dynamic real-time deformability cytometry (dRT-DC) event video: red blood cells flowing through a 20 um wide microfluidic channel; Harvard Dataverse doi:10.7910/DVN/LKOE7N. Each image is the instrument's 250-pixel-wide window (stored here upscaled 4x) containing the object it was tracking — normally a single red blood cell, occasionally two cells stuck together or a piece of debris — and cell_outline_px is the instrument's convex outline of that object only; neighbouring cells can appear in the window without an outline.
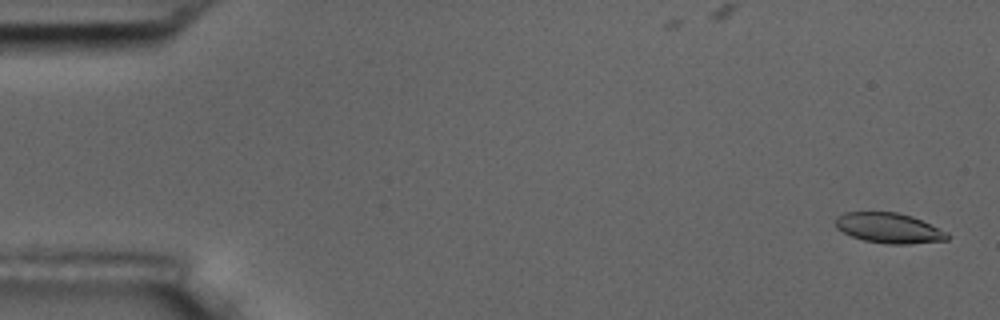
{"species": "common noctule bat (a hibernating species)", "species_latin": "Nyctalus noctula", "temperature_condition": "room temperature", "stored_images_in_passage": 57, "camera_frame_rate_fps": 3000, "um_per_image_px": 0.085, "animal": {"sex": "male", "body_mass_g": 17.5, "forearm_length_mm": 52.3}, "frame": {"image": 1, "passage_image": 2, "time_ms": 0.333, "image_size_px": [1000, 320], "cell_outline_px": [[952, 236], [948, 240], [908, 244], [888, 244], [864, 240], [852, 236], [836, 228], [836, 216], [844, 212], [896, 212], [912, 216], [948, 232]], "centroid_in_image_um": [75.59, 19.38], "position_along_channel_um": 9.4, "area_um2": 19.71}}
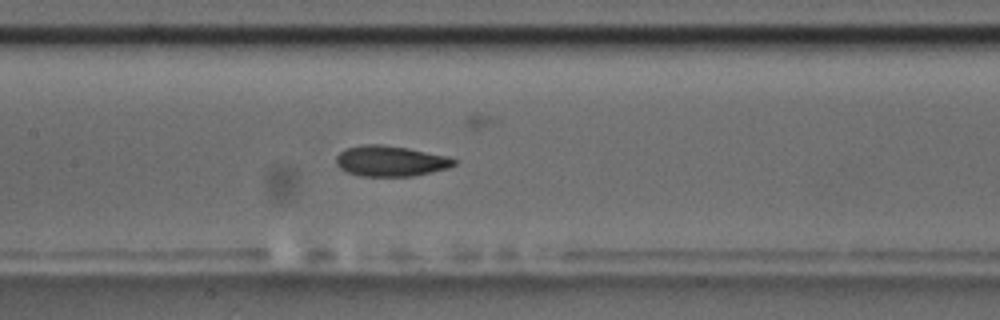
{"frame": {"image": 2, "passage_image": 27, "time_ms": 8.667, "image_size_px": [1000, 320], "cell_outline_px": [[456, 164], [448, 168], [412, 176], [360, 176], [348, 172], [340, 168], [336, 164], [336, 156], [340, 152], [348, 148], [364, 144], [380, 144], [408, 148], [448, 156], [456, 160]], "centroid_in_image_um": [33.19, 13.68], "position_along_channel_um": 174.2, "area_um2": 20.92}}
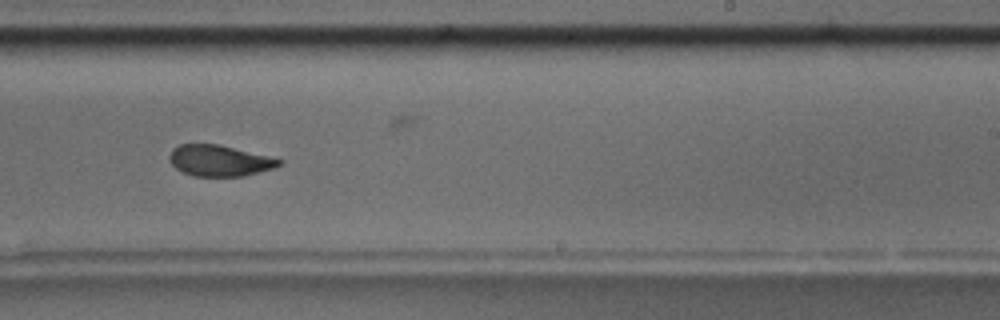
{"frame": {"image": 3, "passage_image": 35, "time_ms": 11.333, "image_size_px": [1000, 320], "cell_outline_px": [[284, 160], [280, 164], [272, 168], [260, 172], [244, 176], [192, 176], [176, 168], [168, 160], [168, 156], [172, 148], [180, 144], [220, 144]], "centroid_in_image_um": [18.62, 13.65], "position_along_channel_um": 270.4, "area_um2": 19.88}, "authors_computed_cell_mechanics": {"area_um2": 20.8658, "velocity_mm_per_s": 3.6235, "shape_relaxation_time_tau1_ms": 7.8542, "shape_relaxation_time_tau2_ms": 1.8855, "deformation_change_tau1": 0.1747, "deformation_change_tau2": 0.07}}